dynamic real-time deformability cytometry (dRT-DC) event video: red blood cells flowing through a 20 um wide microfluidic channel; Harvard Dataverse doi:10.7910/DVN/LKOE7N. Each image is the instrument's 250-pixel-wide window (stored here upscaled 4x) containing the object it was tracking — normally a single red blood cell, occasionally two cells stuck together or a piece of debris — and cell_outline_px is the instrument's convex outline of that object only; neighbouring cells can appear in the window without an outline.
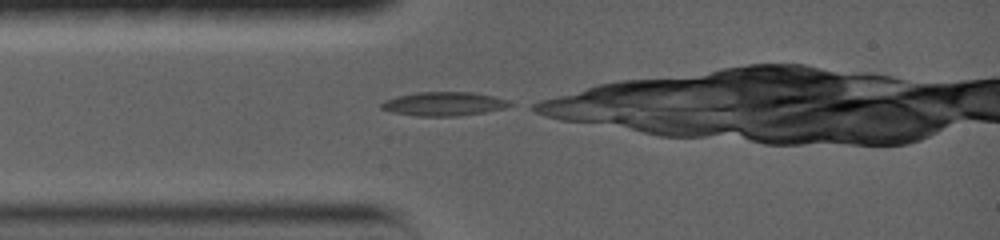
{"species": "common noctule bat (a hibernating species)", "species_latin": "Nyctalus noctula", "temperature_condition": "warm", "stored_images_in_passage": 4, "camera_frame_rate_fps": 5000, "um_per_image_px": 0.085, "animal": {"sex": "female", "body_mass_g": 19.0, "forearm_length_mm": 56.7}, "frame": {"image": 1, "passage_image": 1, "time_ms": 0.0, "image_size_px": [1000, 240], "cell_outline_px": [[516, 104], [504, 108], [484, 112], [460, 116], [420, 116], [392, 112], [380, 108], [380, 104], [384, 100], [396, 96], [416, 92], [472, 92], [492, 96], [508, 100]], "centroid_in_image_um": [37.72, 8.82], "position_along_channel_um": 47.3, "area_um2": 17.92}}
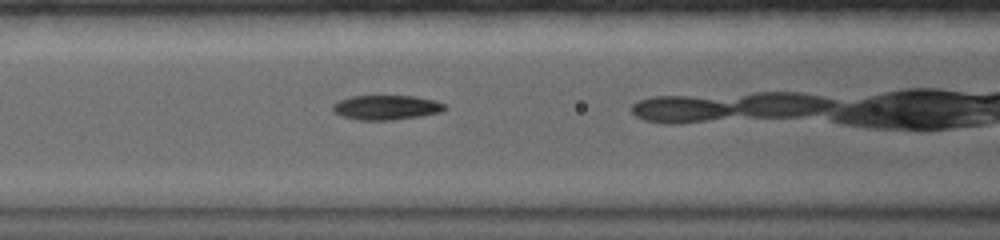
{"frame": {"image": 2, "passage_image": 4, "time_ms": 2.4, "image_size_px": [1000, 240], "cell_outline_px": [[448, 108], [440, 112], [420, 116], [392, 120], [356, 120], [340, 116], [332, 112], [332, 104], [340, 100], [352, 96], [416, 96], [436, 100], [444, 104]], "centroid_in_image_um": [32.81, 9.14], "position_along_channel_um": 133.8, "area_um2": 16.24}}